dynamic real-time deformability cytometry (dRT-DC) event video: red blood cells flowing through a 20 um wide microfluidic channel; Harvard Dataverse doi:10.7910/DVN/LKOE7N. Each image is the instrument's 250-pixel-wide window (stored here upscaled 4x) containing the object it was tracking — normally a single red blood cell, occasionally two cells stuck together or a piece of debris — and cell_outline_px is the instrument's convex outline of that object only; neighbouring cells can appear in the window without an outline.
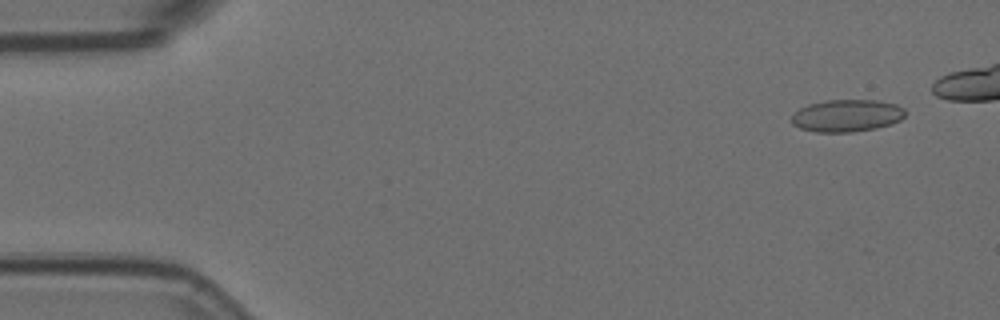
{"species": "Egyptian fruit bat (a non-hibernating species)", "species_latin": "Rousettus aegyptiacus", "temperature_condition": "room temperature", "stored_images_in_passage": 6, "camera_frame_rate_fps": 3000, "um_per_image_px": 0.085, "animal": {"sex": "female"}, "frame": {"image": 1, "passage_image": 2, "time_ms": 0.333, "image_size_px": [1000, 320], "cell_outline_px": [[904, 116], [900, 120], [892, 124], [876, 128], [852, 132], [816, 132], [800, 128], [792, 124], [792, 116], [800, 108], [808, 104], [824, 100], [880, 100], [896, 104], [904, 108]], "centroid_in_image_um": [71.99, 9.82], "position_along_channel_um": 13.0, "area_um2": 21.44}}